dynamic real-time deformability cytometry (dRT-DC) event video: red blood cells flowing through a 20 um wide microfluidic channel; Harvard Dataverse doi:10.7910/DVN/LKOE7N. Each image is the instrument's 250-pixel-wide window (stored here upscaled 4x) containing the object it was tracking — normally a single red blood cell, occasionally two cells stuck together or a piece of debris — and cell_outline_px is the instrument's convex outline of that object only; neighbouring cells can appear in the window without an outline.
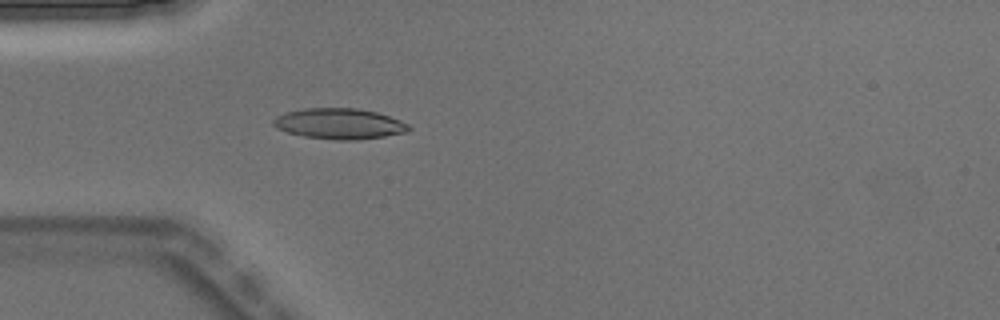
{"species": "Egyptian fruit bat (a non-hibernating species)", "species_latin": "Rousettus aegyptiacus", "temperature_condition": "warm", "stored_images_in_passage": 4, "camera_frame_rate_fps": 3000, "um_per_image_px": 0.085, "animal": {"sex": "male"}, "frame": {"image": 1, "passage_image": 4, "time_ms": 1.0, "image_size_px": [1000, 320], "cell_outline_px": [[412, 128], [404, 132], [384, 136], [356, 140], [336, 140], [304, 136], [288, 132], [276, 128], [272, 124], [272, 120], [276, 116], [284, 112], [304, 108], [356, 108], [376, 112], [400, 120], [408, 124]], "centroid_in_image_um": [28.8, 10.51], "position_along_channel_um": 56.2, "area_um2": 24.16}}